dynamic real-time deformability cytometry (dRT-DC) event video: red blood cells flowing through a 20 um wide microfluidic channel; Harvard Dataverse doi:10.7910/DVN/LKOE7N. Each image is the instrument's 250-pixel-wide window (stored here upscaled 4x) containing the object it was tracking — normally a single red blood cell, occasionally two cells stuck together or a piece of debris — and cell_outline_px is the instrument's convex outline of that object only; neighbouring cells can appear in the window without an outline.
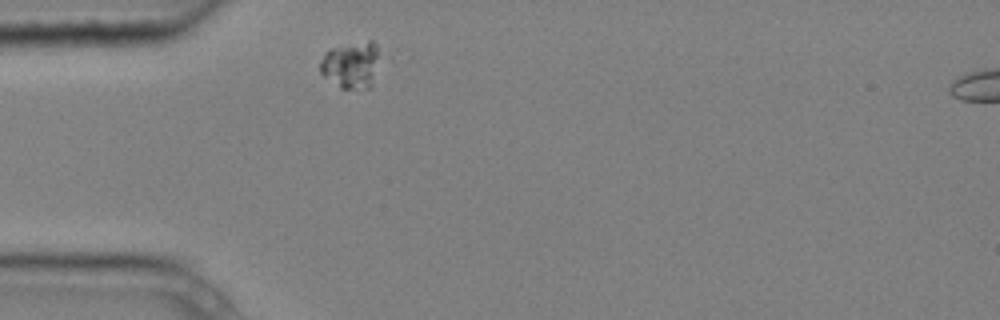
{"species": "common noctule bat (a hibernating species)", "species_latin": "Nyctalus noctula", "temperature_condition": "cold", "stored_images_in_passage": 1, "camera_frame_rate_fps": 3000, "um_per_image_px": 0.085, "animal": {"sex": "male", "body_mass_g": 20.4}, "frame": {"image": 1, "passage_image": 1, "time_ms": 0.0, "image_size_px": [1000, 320], "cell_outline_px": [[404, 52], [372, 88], [340, 88], [324, 76], [320, 72], [320, 60], [324, 52], [332, 48], [368, 40], [372, 40], [396, 48]], "centroid_in_image_um": [30.46, 5.42], "position_along_channel_um": 54.5, "area_um2": 20.52}}